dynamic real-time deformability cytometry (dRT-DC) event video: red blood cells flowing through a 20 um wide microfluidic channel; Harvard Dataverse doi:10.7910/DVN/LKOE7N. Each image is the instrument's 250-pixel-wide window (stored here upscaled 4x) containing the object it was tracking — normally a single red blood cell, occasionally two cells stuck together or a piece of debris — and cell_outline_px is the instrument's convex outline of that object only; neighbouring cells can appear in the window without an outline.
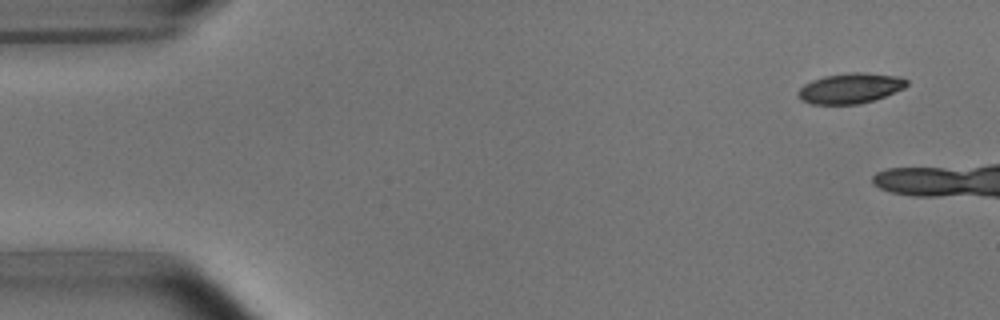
{"species": "common noctule bat (a hibernating species)", "species_latin": "Nyctalus noctula", "temperature_condition": "room temperature", "stored_images_in_passage": 11, "camera_frame_rate_fps": 3000, "um_per_image_px": 0.085, "animal": {"sex": "male", "body_mass_g": 15.6}, "frame": {"image": 1, "passage_image": 2, "time_ms": 1.0, "image_size_px": [1000, 320], "cell_outline_px": [[908, 84], [904, 88], [884, 96], [860, 104], [812, 104], [800, 100], [796, 92], [804, 84], [812, 80], [824, 76], [848, 72], [860, 72], [900, 76], [908, 80]], "centroid_in_image_um": [72.25, 7.49], "position_along_channel_um": 12.7, "area_um2": 19.25}}
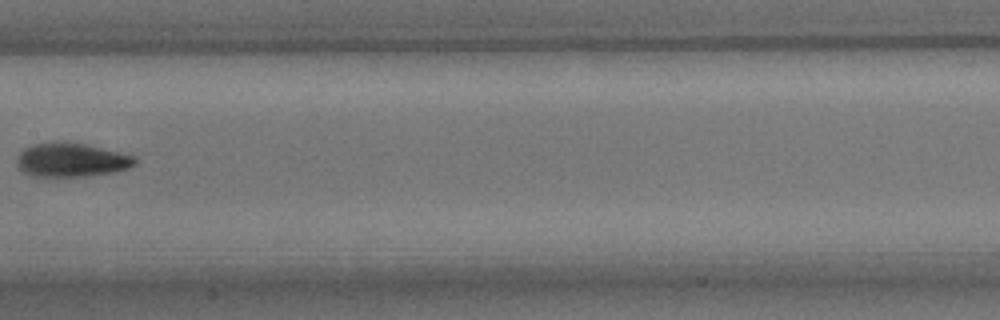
{"frame": {"image": 2, "passage_image": 10, "time_ms": 11.333, "image_size_px": [1000, 320], "cell_outline_px": [[136, 164], [128, 168], [112, 172], [84, 176], [36, 176], [24, 172], [16, 164], [16, 156], [24, 148], [32, 144], [52, 140], [64, 140], [84, 144], [132, 156], [136, 160]], "centroid_in_image_um": [5.98, 13.56], "position_along_channel_um": 201.4, "area_um2": 23.29}}
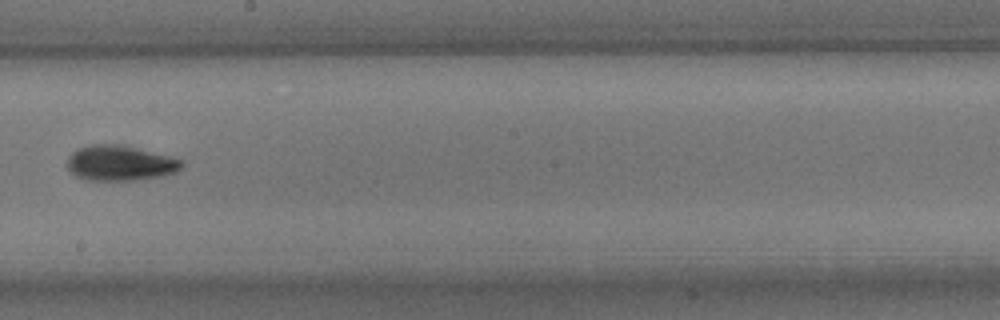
{"frame": {"image": 3, "passage_image": 11, "time_ms": 12.333, "image_size_px": [1000, 320], "cell_outline_px": [[184, 164], [176, 172], [160, 176], [132, 180], [88, 180], [76, 176], [68, 168], [68, 156], [72, 152], [80, 148], [92, 144], [124, 144], [184, 160]], "centroid_in_image_um": [10.22, 13.85], "position_along_channel_um": 238.0, "area_um2": 23.47}}